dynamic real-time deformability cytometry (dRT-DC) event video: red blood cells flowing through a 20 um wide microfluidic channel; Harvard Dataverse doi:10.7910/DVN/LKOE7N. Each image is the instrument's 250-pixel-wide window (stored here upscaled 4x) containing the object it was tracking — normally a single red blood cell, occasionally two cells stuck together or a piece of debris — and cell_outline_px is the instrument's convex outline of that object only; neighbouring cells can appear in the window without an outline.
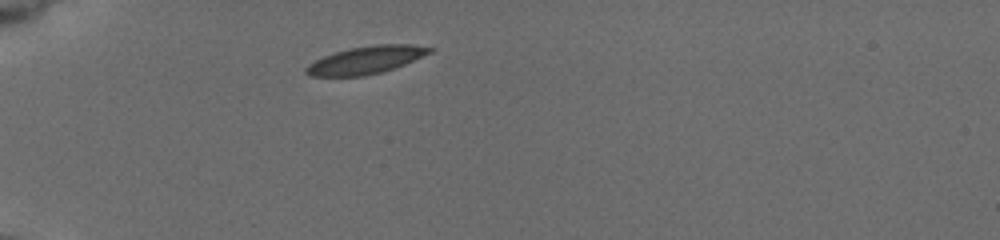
{"species": "common noctule bat (a hibernating species)", "species_latin": "Nyctalus noctula", "temperature_condition": "cold", "stored_images_in_passage": 12, "camera_frame_rate_fps": 3000, "um_per_image_px": 0.085, "animal": {"sex": "female", "body_mass_g": 19.5, "forearm_length_mm": 54.1}, "frame": {"image": 1, "passage_image": 1, "time_ms": 0.0, "image_size_px": [1000, 240], "cell_outline_px": [[436, 48], [432, 52], [404, 64], [380, 72], [364, 76], [308, 76], [304, 72], [304, 68], [308, 64], [324, 56], [348, 48], [372, 44], [412, 44]], "centroid_in_image_um": [31.1, 5.09], "position_along_channel_um": 53.9, "area_um2": 19.88}}
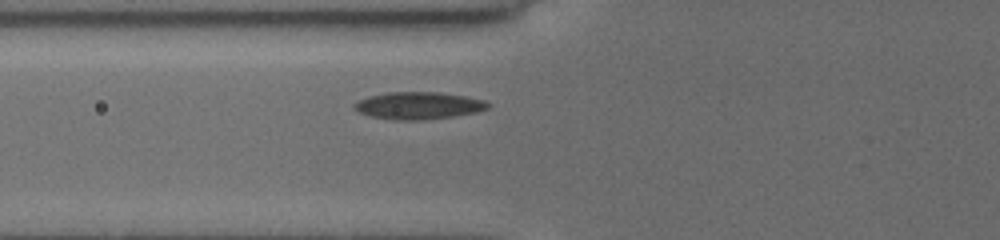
{"frame": {"image": 2, "passage_image": 9, "time_ms": 1.667, "image_size_px": [1000, 240], "cell_outline_px": [[492, 104], [488, 108], [476, 112], [452, 116], [420, 120], [392, 120], [368, 116], [352, 108], [352, 104], [356, 100], [368, 96], [388, 92], [440, 92], [464, 96], [484, 100]], "centroid_in_image_um": [35.51, 8.97], "position_along_channel_um": 90.3, "area_um2": 21.39}}